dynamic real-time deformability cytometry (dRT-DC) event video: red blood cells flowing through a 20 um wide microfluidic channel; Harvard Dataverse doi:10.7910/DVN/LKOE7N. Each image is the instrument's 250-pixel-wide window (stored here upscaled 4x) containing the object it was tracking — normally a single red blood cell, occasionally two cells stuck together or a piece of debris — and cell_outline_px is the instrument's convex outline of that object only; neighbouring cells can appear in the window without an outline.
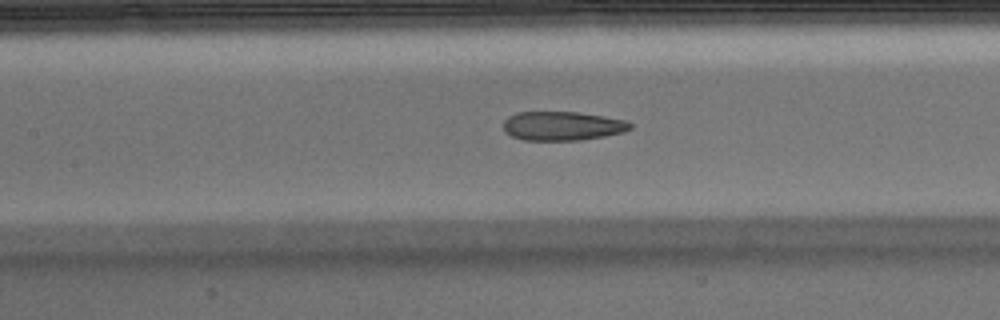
{"species": "Egyptian fruit bat (a non-hibernating species)", "species_latin": "Rousettus aegyptiacus", "temperature_condition": "warm", "stored_images_in_passage": 36, "camera_frame_rate_fps": 3000, "um_per_image_px": 0.085, "animal": {"sex": "male"}, "frame": {"image": 1, "passage_image": 8, "time_ms": 2.333, "image_size_px": [1000, 320], "cell_outline_px": [[632, 128], [624, 132], [604, 136], [580, 140], [524, 140], [512, 136], [504, 132], [504, 120], [508, 116], [516, 112], [576, 112], [604, 116], [628, 120], [632, 124]], "centroid_in_image_um": [47.81, 10.7], "position_along_channel_um": 159.6, "area_um2": 21.56}}
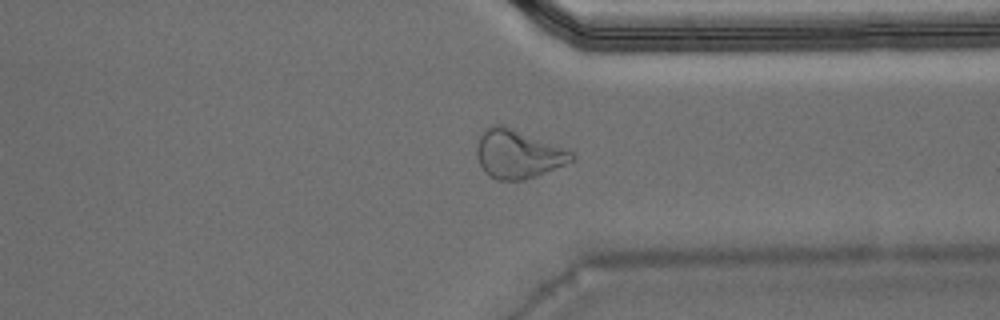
{"frame": {"image": 2, "passage_image": 24, "time_ms": 7.667, "image_size_px": [1000, 320], "cell_outline_px": [[576, 156], [572, 160], [564, 164], [536, 176], [524, 180], [496, 180], [488, 176], [484, 172], [476, 156], [476, 144], [484, 128], [492, 124], [500, 124], [572, 148]], "centroid_in_image_um": [44.05, 13.07], "position_along_channel_um": 367.4, "area_um2": 27.51}}
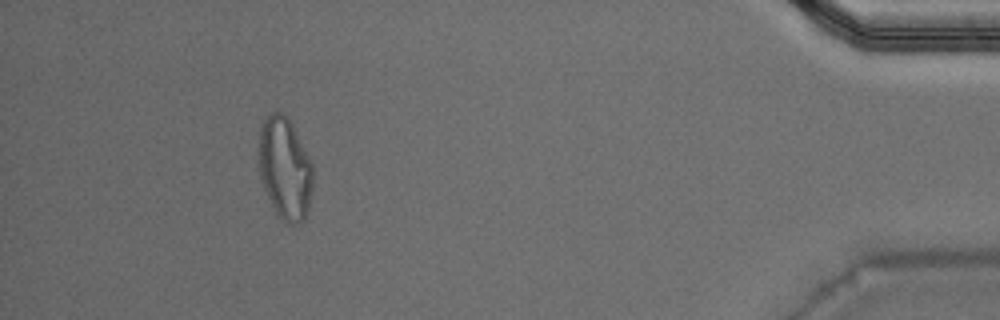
{"frame": {"image": 3, "passage_image": 32, "time_ms": 10.333, "image_size_px": [1000, 320], "cell_outline_px": [[312, 188], [308, 208], [304, 220], [296, 224], [288, 224], [276, 212], [264, 188], [260, 176], [260, 128], [268, 112], [280, 112], [292, 124], [312, 164]], "centroid_in_image_um": [24.22, 14.32], "position_along_channel_um": 411.0, "area_um2": 31.5}, "authors_computed_cell_mechanics": {"area_um2": 22.7732, "velocity_mm_per_s": 3.9213, "shape_relaxation_time_tau1_ms": 9.8407, "shape_relaxation_time_tau2_ms": 1.521, "deformation_change_tau1": 0.298, "deformation_change_tau2": 0.0997}}